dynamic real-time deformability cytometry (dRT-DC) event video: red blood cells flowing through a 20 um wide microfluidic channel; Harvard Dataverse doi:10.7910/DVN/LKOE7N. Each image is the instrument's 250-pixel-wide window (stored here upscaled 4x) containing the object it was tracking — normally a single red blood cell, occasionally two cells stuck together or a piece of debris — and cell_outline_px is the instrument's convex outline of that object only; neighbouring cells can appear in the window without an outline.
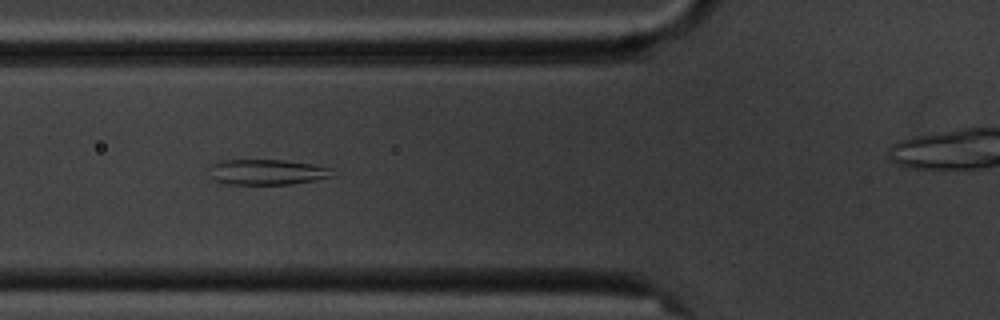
{"species": "common noctule bat (a hibernating species)", "species_latin": "Nyctalus noctula", "temperature_condition": "cold", "stored_images_in_passage": 8, "camera_frame_rate_fps": 3000, "um_per_image_px": 0.085, "animal": {"sex": "male", "body_mass_g": 20.1, "forearm_length_mm": 53.5}, "frame": {"image": 1, "passage_image": 6, "time_ms": 6.667, "image_size_px": [1000, 320], "cell_outline_px": [[332, 176], [292, 184], [224, 184], [216, 180], [208, 164], [220, 160], [284, 160], [312, 164], [328, 168]], "centroid_in_image_um": [22.62, 14.61], "position_along_channel_um": 103.2, "area_um2": 17.92}}